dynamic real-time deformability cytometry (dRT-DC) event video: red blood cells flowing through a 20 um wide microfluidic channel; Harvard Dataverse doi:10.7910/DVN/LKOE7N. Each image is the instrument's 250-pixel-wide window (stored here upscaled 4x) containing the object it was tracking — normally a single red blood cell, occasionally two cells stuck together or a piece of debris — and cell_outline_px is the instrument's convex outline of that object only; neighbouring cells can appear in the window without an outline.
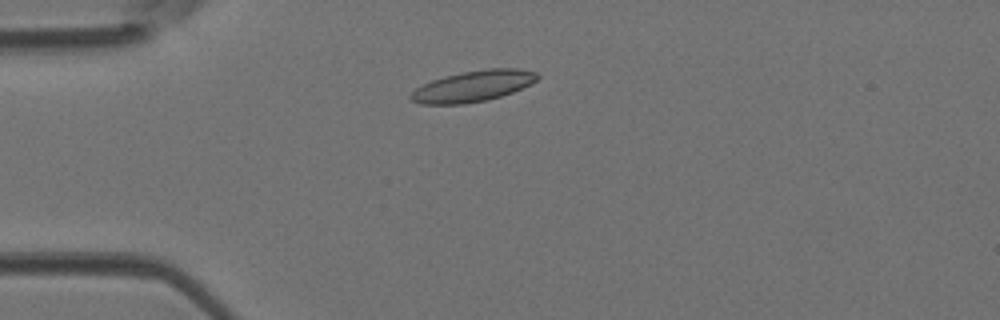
{"species": "Egyptian fruit bat (a non-hibernating species)", "species_latin": "Rousettus aegyptiacus", "temperature_condition": "room temperature", "stored_images_in_passage": 42, "camera_frame_rate_fps": 3000, "um_per_image_px": 0.085, "animal": {"sex": "female"}, "frame": {"image": 1, "passage_image": 8, "time_ms": 2.333, "image_size_px": [1000, 320], "cell_outline_px": [[540, 76], [536, 80], [512, 92], [488, 100], [464, 104], [420, 104], [412, 100], [408, 96], [416, 88], [432, 80], [444, 76], [460, 72], [488, 68], [520, 68], [536, 72]], "centroid_in_image_um": [40.19, 7.31], "position_along_channel_um": 44.8, "area_um2": 22.83}}
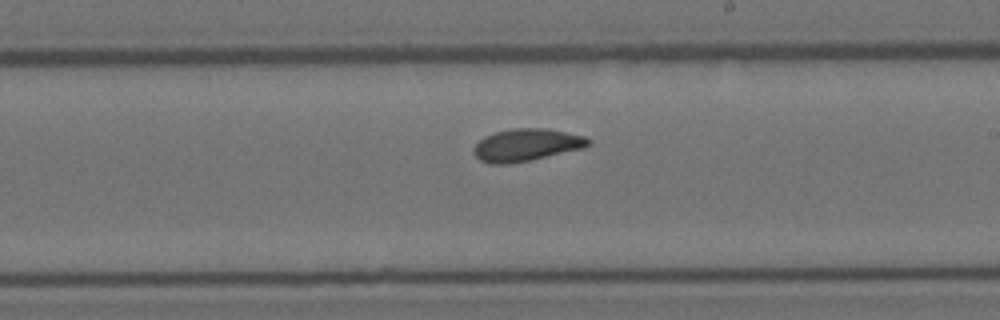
{"frame": {"image": 2, "passage_image": 23, "time_ms": 7.333, "image_size_px": [1000, 320], "cell_outline_px": [[592, 144], [584, 148], [532, 160], [508, 164], [492, 164], [480, 160], [472, 152], [476, 144], [484, 136], [496, 132], [512, 128], [548, 128], [584, 136], [592, 140]], "centroid_in_image_um": [44.78, 12.32], "position_along_channel_um": 244.2, "area_um2": 21.79}}
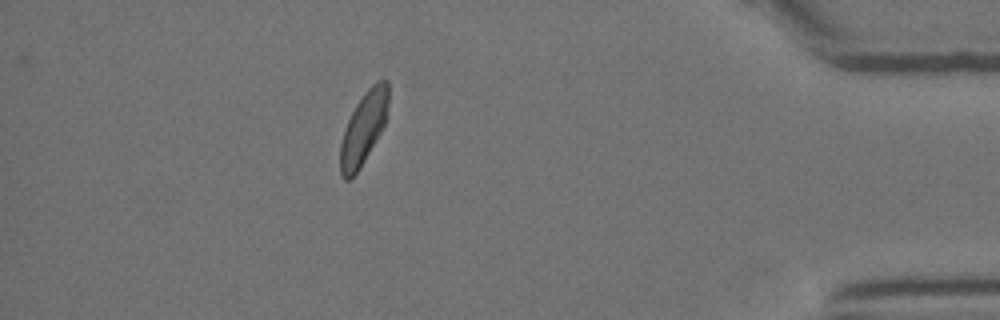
{"frame": {"image": 3, "passage_image": 37, "time_ms": 12.0, "image_size_px": [1000, 320], "cell_outline_px": [[388, 116], [380, 132], [360, 168], [348, 180], [344, 180], [340, 176], [340, 144], [348, 120], [356, 104], [364, 92], [376, 80], [388, 80]], "centroid_in_image_um": [30.91, 10.87], "position_along_channel_um": 404.3, "area_um2": 20.11}}